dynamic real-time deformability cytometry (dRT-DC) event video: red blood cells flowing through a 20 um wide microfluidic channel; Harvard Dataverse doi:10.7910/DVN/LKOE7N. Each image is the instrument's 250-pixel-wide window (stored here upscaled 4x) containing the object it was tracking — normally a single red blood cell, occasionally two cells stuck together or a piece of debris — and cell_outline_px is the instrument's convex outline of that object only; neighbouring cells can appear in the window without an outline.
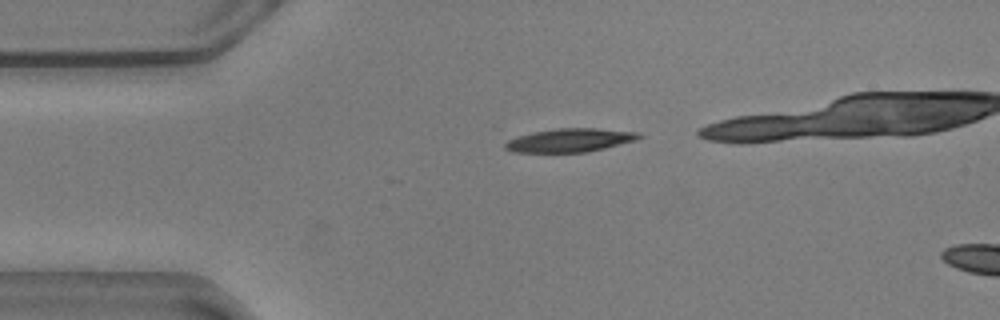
{"species": "common noctule bat (a hibernating species)", "species_latin": "Nyctalus noctula", "temperature_condition": "warm", "stored_images_in_passage": 4, "camera_frame_rate_fps": 3000, "um_per_image_px": 0.085, "animal": {"sex": "male", "body_mass_g": 20.5, "forearm_length_mm": 52.5}, "frame": {"image": 1, "passage_image": 1, "time_ms": 0.0, "image_size_px": [1000, 320], "cell_outline_px": [[644, 136], [636, 140], [588, 152], [512, 152], [504, 148], [504, 144], [508, 140], [532, 132], [556, 128], [596, 128], [640, 132]], "centroid_in_image_um": [48.47, 11.91], "position_along_channel_um": 36.5, "area_um2": 18.32}}